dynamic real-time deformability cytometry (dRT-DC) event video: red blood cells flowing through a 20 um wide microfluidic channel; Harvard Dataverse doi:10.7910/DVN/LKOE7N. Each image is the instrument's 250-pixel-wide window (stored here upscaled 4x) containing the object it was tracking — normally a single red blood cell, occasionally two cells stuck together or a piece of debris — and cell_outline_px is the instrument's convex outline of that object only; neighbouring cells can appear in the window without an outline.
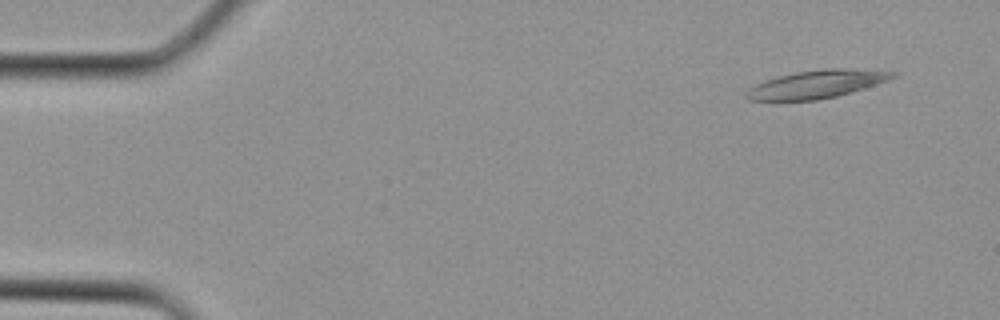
{"species": "Egyptian fruit bat (a non-hibernating species)", "species_latin": "Rousettus aegyptiacus", "temperature_condition": "cold", "stored_images_in_passage": 3, "camera_frame_rate_fps": 3000, "um_per_image_px": 0.085, "animal": {"sex": "female"}, "frame": {"image": 1, "passage_image": 1, "time_ms": 0.0, "image_size_px": [1000, 320], "cell_outline_px": [[900, 72], [896, 76], [888, 80], [852, 92], [820, 100], [748, 100], [744, 96], [744, 92], [748, 88], [756, 84], [776, 76], [796, 72], [824, 68], [848, 68]], "centroid_in_image_um": [69.41, 7.15], "position_along_channel_um": 15.6, "area_um2": 23.99}}
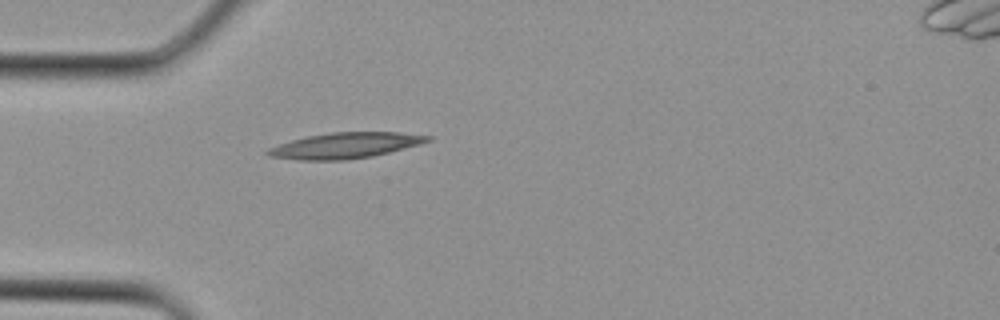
{"frame": {"image": 2, "passage_image": 3, "time_ms": 0.667, "image_size_px": [1000, 320], "cell_outline_px": [[432, 140], [420, 144], [372, 156], [344, 160], [300, 160], [268, 156], [264, 152], [268, 148], [292, 140], [308, 136], [332, 132], [400, 132], [432, 136]], "centroid_in_image_um": [29.34, 12.36], "position_along_channel_um": 55.7, "area_um2": 23.81}}